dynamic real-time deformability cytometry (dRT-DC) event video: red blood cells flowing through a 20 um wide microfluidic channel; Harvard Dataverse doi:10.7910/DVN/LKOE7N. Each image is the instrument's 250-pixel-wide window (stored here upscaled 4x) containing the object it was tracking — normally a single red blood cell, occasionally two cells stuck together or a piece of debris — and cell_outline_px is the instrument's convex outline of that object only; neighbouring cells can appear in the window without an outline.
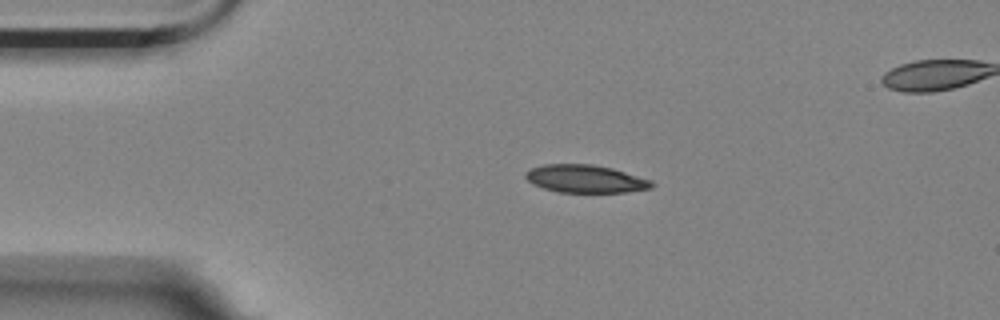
{"species": "Egyptian fruit bat (a non-hibernating species)", "species_latin": "Rousettus aegyptiacus", "temperature_condition": "room temperature", "stored_images_in_passage": 3, "camera_frame_rate_fps": 3000, "um_per_image_px": 0.085, "animal": {"sex": "female"}, "frame": {"image": 1, "passage_image": 1, "time_ms": 0.0, "image_size_px": [1000, 320], "cell_outline_px": [[656, 184], [652, 188], [624, 192], [556, 192], [532, 184], [524, 176], [524, 172], [532, 168], [544, 164], [592, 164], [612, 168], [652, 180]], "centroid_in_image_um": [49.76, 15.2], "position_along_channel_um": 35.2, "area_um2": 20.52}}